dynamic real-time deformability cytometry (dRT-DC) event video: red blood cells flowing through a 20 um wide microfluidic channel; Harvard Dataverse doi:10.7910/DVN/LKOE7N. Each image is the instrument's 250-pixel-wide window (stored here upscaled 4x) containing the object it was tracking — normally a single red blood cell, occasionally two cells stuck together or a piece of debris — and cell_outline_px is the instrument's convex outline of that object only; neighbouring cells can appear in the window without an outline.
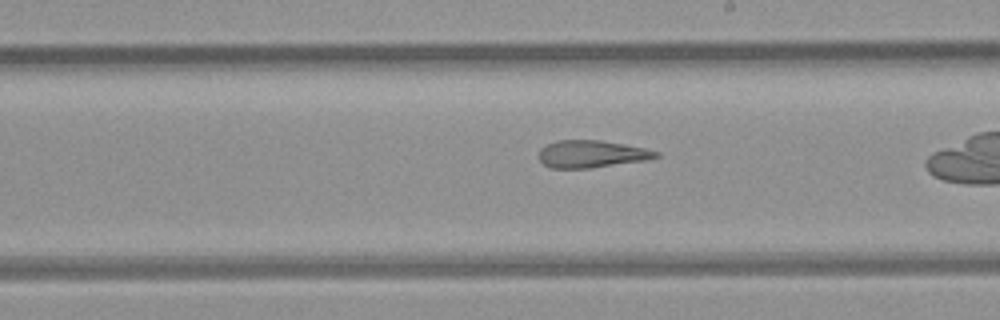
{"species": "common noctule bat (a hibernating species)", "species_latin": "Nyctalus noctula", "temperature_condition": "room temperature", "stored_images_in_passage": 39, "camera_frame_rate_fps": 3000, "um_per_image_px": 0.085, "animal": {"sex": "female", "body_mass_g": 21.9}, "frame": {"image": 1, "passage_image": 28, "time_ms": 9.0, "image_size_px": [1000, 320], "cell_outline_px": [[660, 156], [648, 160], [592, 168], [552, 168], [544, 164], [540, 160], [540, 148], [556, 140], [600, 140], [624, 144], [644, 148], [660, 152]], "centroid_in_image_um": [50.32, 13.09], "position_along_channel_um": 238.7, "area_um2": 18.67}}
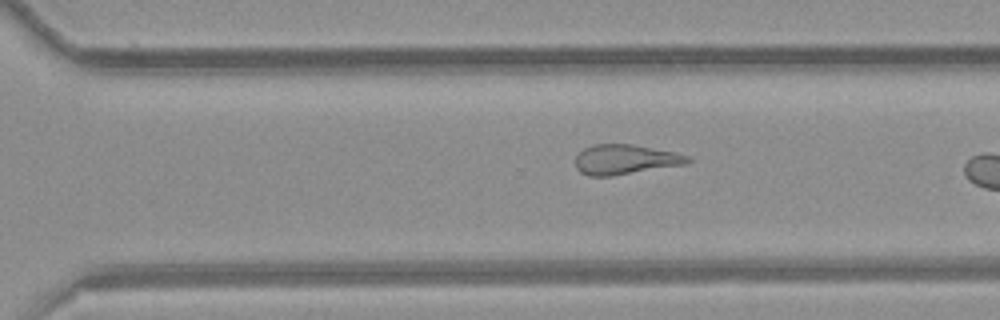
{"frame": {"image": 2, "passage_image": 34, "time_ms": 11.0, "image_size_px": [1000, 320], "cell_outline_px": [[692, 160], [684, 164], [612, 176], [588, 176], [580, 172], [576, 168], [576, 156], [584, 148], [596, 144], [632, 144], [676, 152], [688, 156]], "centroid_in_image_um": [53.12, 13.55], "position_along_channel_um": 317.5, "area_um2": 19.42}}